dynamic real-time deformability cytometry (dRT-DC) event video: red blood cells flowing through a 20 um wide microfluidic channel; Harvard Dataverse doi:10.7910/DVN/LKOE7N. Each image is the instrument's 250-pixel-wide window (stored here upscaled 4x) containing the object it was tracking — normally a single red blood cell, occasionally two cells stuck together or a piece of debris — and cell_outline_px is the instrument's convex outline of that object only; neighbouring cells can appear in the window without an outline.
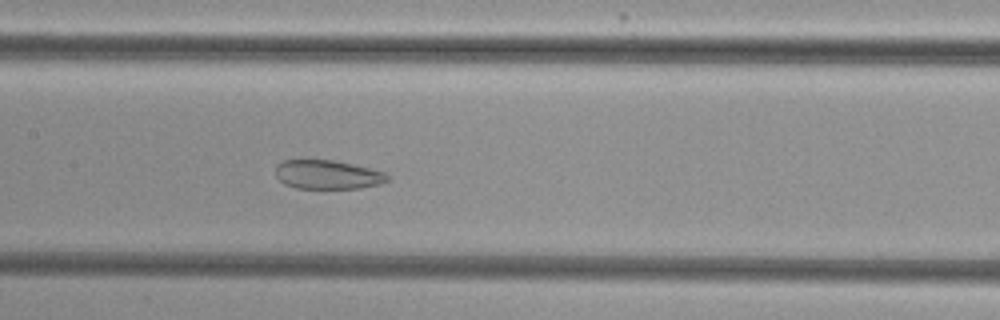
{"species": "common noctule bat (a hibernating species)", "species_latin": "Nyctalus noctula", "temperature_condition": "cold", "stored_images_in_passage": 43, "camera_frame_rate_fps": 3000, "um_per_image_px": 0.085, "animal": {"sex": "female", "body_mass_g": 29.2, "forearm_length_mm": 56.3}, "frame": {"image": 1, "passage_image": 16, "time_ms": 5.0, "image_size_px": [1000, 320], "cell_outline_px": [[388, 180], [380, 184], [360, 188], [296, 188], [284, 184], [276, 176], [276, 164], [284, 160], [332, 160], [352, 164], [384, 172], [388, 176]], "centroid_in_image_um": [27.81, 14.84], "position_along_channel_um": 179.6, "area_um2": 18.73}}
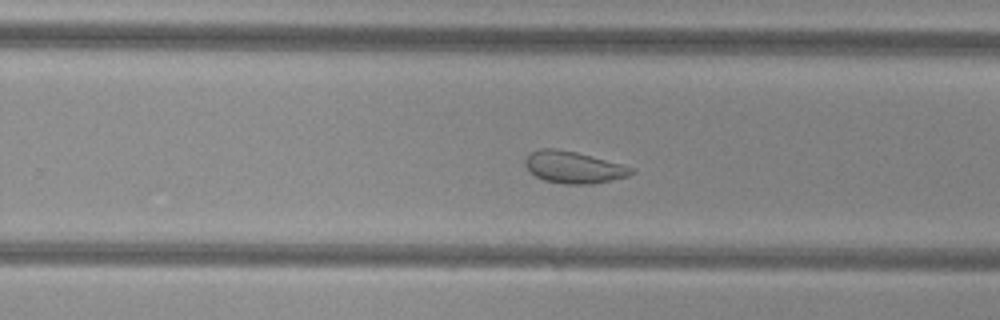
{"frame": {"image": 2, "passage_image": 24, "time_ms": 7.667, "image_size_px": [1000, 320], "cell_outline_px": [[636, 172], [628, 176], [592, 184], [564, 184], [544, 180], [536, 176], [524, 164], [524, 160], [532, 152], [540, 148], [556, 148], [576, 152], [636, 168]], "centroid_in_image_um": [48.78, 14.22], "position_along_channel_um": 281.0, "area_um2": 19.59}}
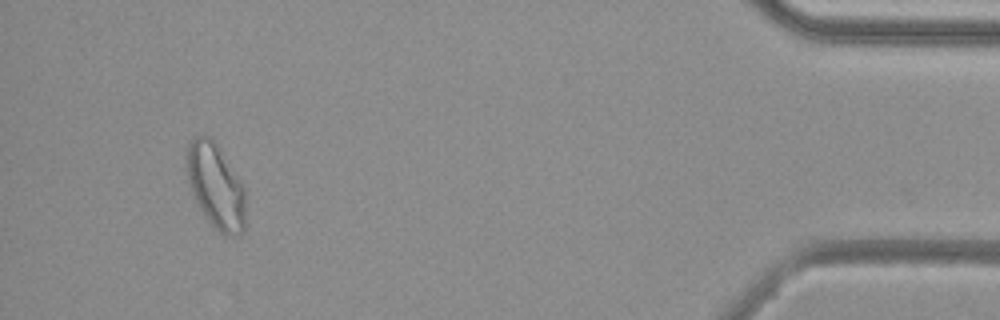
{"frame": {"image": 3, "passage_image": 40, "time_ms": 13.0, "image_size_px": [1000, 320], "cell_outline_px": [[244, 232], [240, 236], [224, 236], [208, 220], [200, 208], [192, 192], [188, 176], [184, 156], [188, 144], [192, 136], [208, 136], [216, 144], [244, 188]], "centroid_in_image_um": [18.31, 15.82], "position_along_channel_um": 416.9, "area_um2": 28.67}, "authors_computed_cell_mechanics": {"area_um2": 23.5246, "velocity_mm_per_s": 3.8188, "shape_relaxation_time_tau1_ms": null, "shape_relaxation_time_tau2_ms": 2.542, "deformation_change_tau1": null, "deformation_change_tau2": 0.0814}}